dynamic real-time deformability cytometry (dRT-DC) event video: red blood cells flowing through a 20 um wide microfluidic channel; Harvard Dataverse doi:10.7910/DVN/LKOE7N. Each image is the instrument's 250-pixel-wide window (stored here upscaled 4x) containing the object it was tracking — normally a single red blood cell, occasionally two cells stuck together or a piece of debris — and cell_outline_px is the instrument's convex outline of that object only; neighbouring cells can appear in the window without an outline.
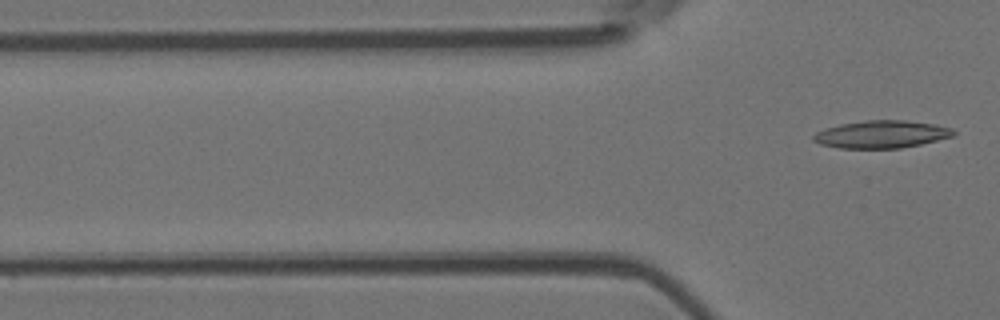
{"species": "Egyptian fruit bat (a non-hibernating species)", "species_latin": "Rousettus aegyptiacus", "temperature_condition": "room temperature", "stored_images_in_passage": 6, "camera_frame_rate_fps": 3000, "um_per_image_px": 0.085, "animal": {"sex": "female"}, "frame": {"image": 1, "passage_image": 6, "time_ms": 6.0, "image_size_px": [1000, 320], "cell_outline_px": [[956, 136], [920, 144], [900, 148], [840, 148], [820, 144], [812, 140], [812, 136], [816, 132], [824, 128], [840, 124], [868, 120], [904, 120], [932, 124], [952, 128], [956, 132]], "centroid_in_image_um": [74.92, 11.41], "position_along_channel_um": 50.9, "area_um2": 22.48}}